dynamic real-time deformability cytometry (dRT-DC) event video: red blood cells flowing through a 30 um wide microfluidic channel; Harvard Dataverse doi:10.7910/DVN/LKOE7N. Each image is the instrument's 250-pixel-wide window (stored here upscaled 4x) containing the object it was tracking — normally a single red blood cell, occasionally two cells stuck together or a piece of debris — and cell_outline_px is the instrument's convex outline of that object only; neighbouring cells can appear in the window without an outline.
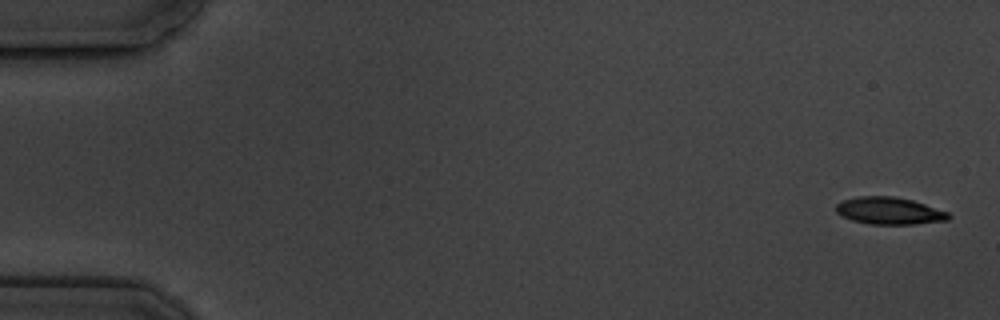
{"species": "common noctule bat (a hibernating species)", "species_latin": "Nyctalus noctula", "temperature_condition": "cold", "stored_images_in_passage": 9, "camera_frame_rate_fps": 3000, "um_per_image_px": 0.085, "animal": {"sex": "male", "body_mass_g": 19.5, "forearm_length_mm": 54.6}, "frame": {"image": 1, "passage_image": 1, "time_ms": 0.0, "image_size_px": [1000, 320], "cell_outline_px": [[952, 216], [948, 220], [916, 224], [868, 224], [852, 220], [840, 216], [836, 212], [836, 204], [844, 200], [860, 196], [896, 196], [912, 200], [948, 212]], "centroid_in_image_um": [75.58, 17.92], "position_along_channel_um": 9.4, "area_um2": 17.86}}
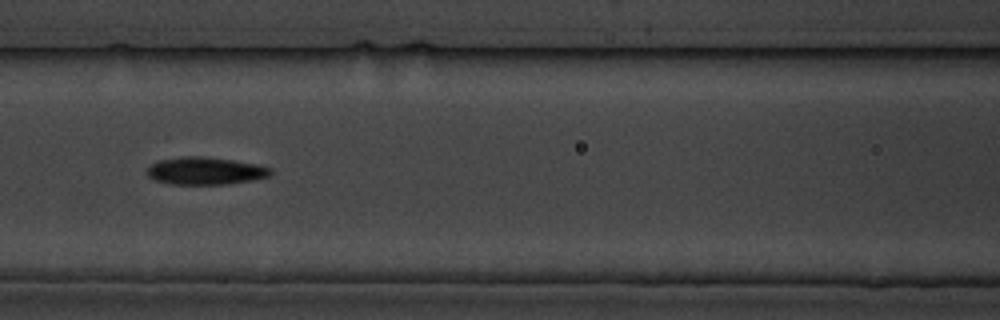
{"frame": {"image": 2, "passage_image": 7, "time_ms": 8.0, "image_size_px": [1000, 320], "cell_outline_px": [[272, 176], [232, 184], [168, 184], [156, 180], [148, 176], [148, 168], [152, 164], [160, 160], [184, 156], [204, 156], [232, 160], [256, 164], [272, 168]], "centroid_in_image_um": [17.5, 14.53], "position_along_channel_um": 149.1, "area_um2": 19.83}}
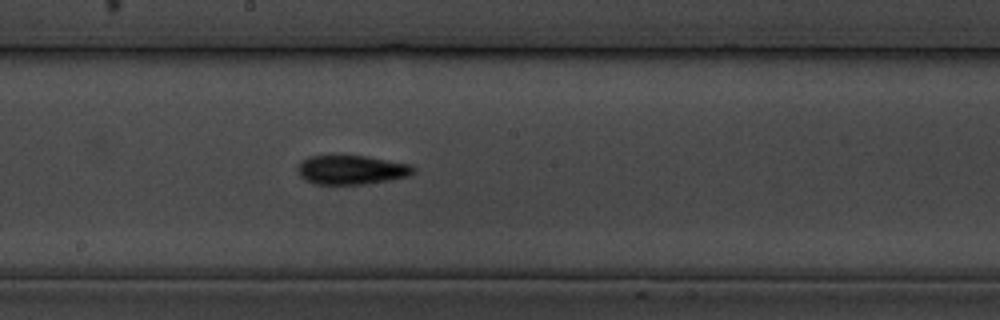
{"frame": {"image": 3, "passage_image": 9, "time_ms": 10.0, "image_size_px": [1000, 320], "cell_outline_px": [[416, 172], [412, 176], [364, 184], [316, 184], [304, 180], [300, 176], [296, 168], [300, 160], [308, 156], [364, 156], [412, 164], [416, 168]], "centroid_in_image_um": [29.89, 14.44], "position_along_channel_um": 218.3, "area_um2": 19.88}}